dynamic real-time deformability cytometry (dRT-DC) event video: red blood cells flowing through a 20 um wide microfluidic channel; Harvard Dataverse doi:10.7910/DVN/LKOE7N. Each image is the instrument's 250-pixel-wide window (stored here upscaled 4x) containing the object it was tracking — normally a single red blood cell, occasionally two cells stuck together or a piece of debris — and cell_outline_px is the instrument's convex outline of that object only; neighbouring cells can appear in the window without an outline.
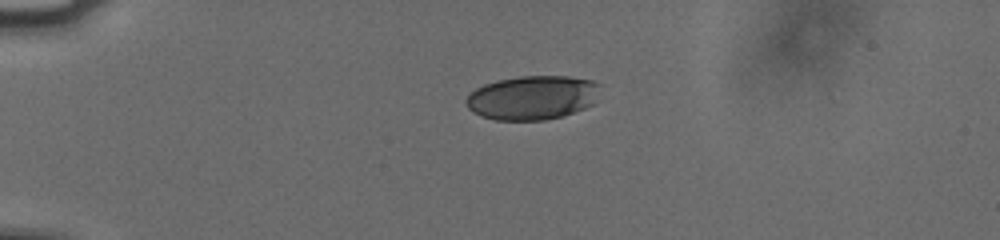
{"species": "human", "species_latin": "Homo sapiens", "temperature_condition": "cold", "stored_images_in_passage": 43, "camera_frame_rate_fps": 3000, "um_per_image_px": 0.085, "donor": {"sex": "male"}, "frame": {"image": 1, "passage_image": 1, "time_ms": 0.0, "image_size_px": [1000, 240], "cell_outline_px": [[604, 84], [592, 104], [584, 108], [560, 116], [544, 120], [496, 120], [472, 112], [468, 108], [464, 100], [476, 88], [484, 84], [496, 80], [520, 76], [568, 76], [592, 80]], "centroid_in_image_um": [45.27, 8.28], "position_along_channel_um": 39.7, "area_um2": 34.51}}
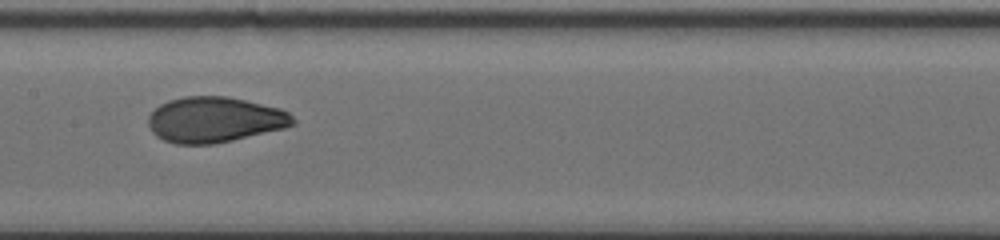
{"frame": {"image": 2, "passage_image": 17, "time_ms": 5.333, "image_size_px": [1000, 240], "cell_outline_px": [[296, 124], [284, 128], [232, 140], [212, 144], [176, 144], [164, 140], [156, 136], [152, 132], [148, 124], [148, 116], [160, 104], [168, 100], [184, 96], [228, 96], [280, 108], [288, 112], [296, 120]], "centroid_in_image_um": [18.24, 10.17], "position_along_channel_um": 189.2, "area_um2": 38.44}}
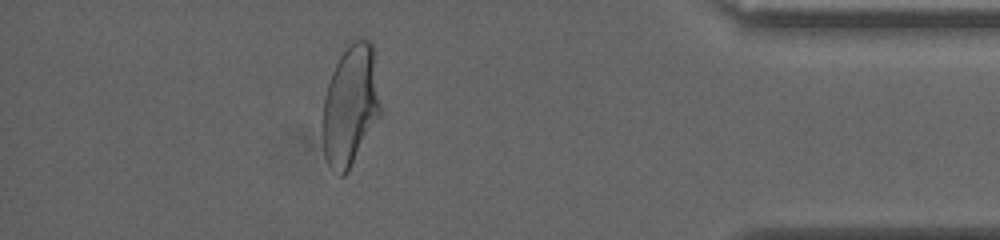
{"frame": {"image": 3, "passage_image": 37, "time_ms": 12.0, "image_size_px": [1000, 240], "cell_outline_px": [[380, 116], [348, 172], [344, 176], [340, 176], [328, 164], [324, 156], [320, 128], [324, 96], [332, 72], [340, 56], [356, 40], [368, 40], [372, 44], [380, 104]], "centroid_in_image_um": [29.74, 9.06], "position_along_channel_um": 405.5, "area_um2": 40.58}, "authors_computed_cell_mechanics": {"area_um2": 38.3214, "velocity_mm_per_s": 3.7698, "shape_relaxation_time_tau1_ms": 4.1935, "shape_relaxation_time_tau2_ms": 0.7321, "deformation_change_tau1": 0.1492, "deformation_change_tau2": 0.0527}}